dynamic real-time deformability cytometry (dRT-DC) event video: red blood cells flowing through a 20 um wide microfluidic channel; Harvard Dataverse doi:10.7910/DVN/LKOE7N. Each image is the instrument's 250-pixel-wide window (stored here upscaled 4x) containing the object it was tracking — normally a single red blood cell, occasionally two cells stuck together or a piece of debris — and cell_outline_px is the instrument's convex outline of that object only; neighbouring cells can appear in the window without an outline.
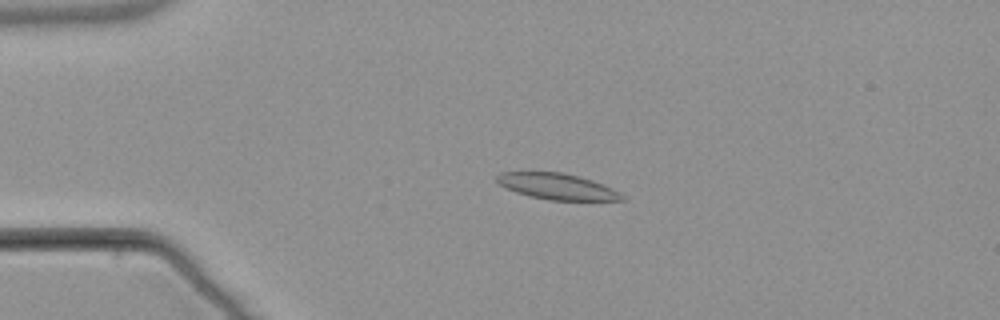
{"species": "common noctule bat (a hibernating species)", "species_latin": "Nyctalus noctula", "temperature_condition": "warm", "stored_images_in_passage": 55, "camera_frame_rate_fps": 3000, "um_per_image_px": 0.085, "animal": {"sex": "male", "body_mass_g": 21.5, "forearm_length_mm": 52.0}, "frame": {"image": 1, "passage_image": 13, "time_ms": 4.0, "image_size_px": [1000, 320], "cell_outline_px": [[628, 200], [548, 200], [528, 196], [504, 188], [496, 184], [496, 176], [500, 172], [564, 172], [592, 180], [612, 188], [620, 192]], "centroid_in_image_um": [47.32, 15.85], "position_along_channel_um": 37.7, "area_um2": 19.19}}
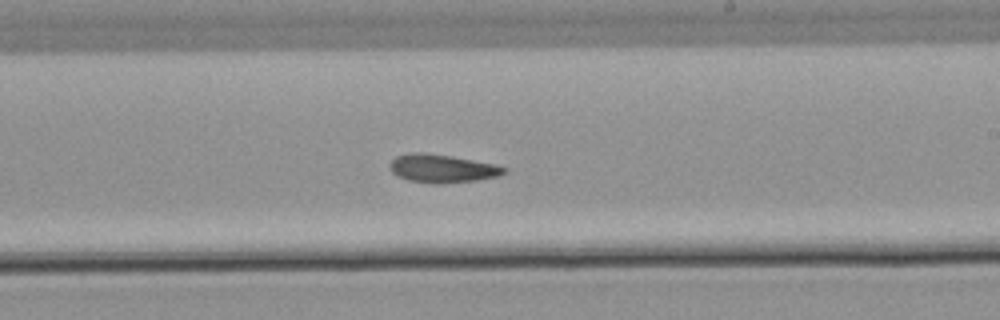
{"frame": {"image": 2, "passage_image": 33, "time_ms": 10.667, "image_size_px": [1000, 320], "cell_outline_px": [[508, 172], [496, 176], [476, 180], [444, 184], [436, 184], [408, 180], [396, 176], [388, 168], [388, 164], [396, 156], [412, 152], [424, 152], [496, 164], [508, 168]], "centroid_in_image_um": [37.55, 14.33], "position_along_channel_um": 251.4, "area_um2": 18.9}}
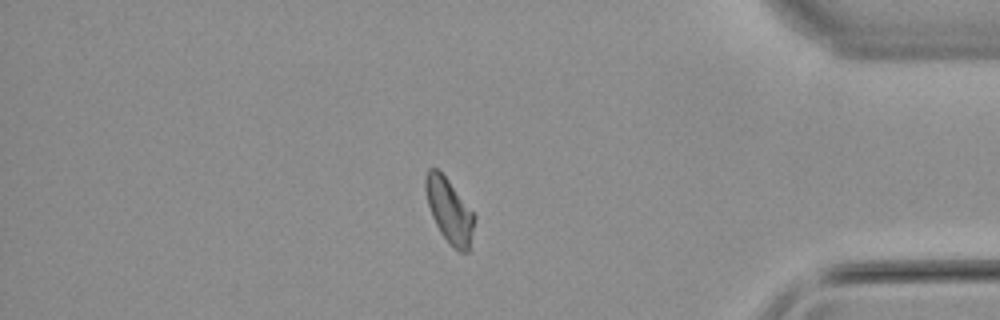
{"frame": {"image": 3, "passage_image": 47, "time_ms": 15.333, "image_size_px": [1000, 320], "cell_outline_px": [[476, 216], [468, 252], [460, 252], [452, 248], [448, 244], [440, 232], [432, 216], [428, 204], [424, 188], [424, 176], [428, 168], [436, 168], [448, 180]], "centroid_in_image_um": [38.17, 17.92], "position_along_channel_um": 397.0, "area_um2": 18.26}, "authors_computed_cell_mechanics": {"area_um2": 18.6694, "velocity_mm_per_s": 3.7909, "shape_relaxation_time_tau1_ms": null, "shape_relaxation_time_tau2_ms": 9.0872, "deformation_change_tau1": null, "deformation_change_tau2": 0.1746}}